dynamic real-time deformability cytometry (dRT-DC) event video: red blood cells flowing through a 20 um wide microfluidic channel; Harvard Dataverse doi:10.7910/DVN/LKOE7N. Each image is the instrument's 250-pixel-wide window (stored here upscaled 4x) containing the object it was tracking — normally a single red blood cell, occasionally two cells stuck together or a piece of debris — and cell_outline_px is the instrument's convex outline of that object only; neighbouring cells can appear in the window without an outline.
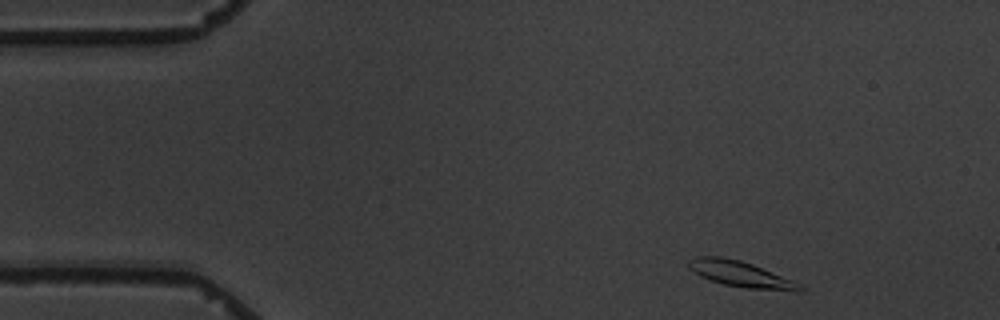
{"species": "common noctule bat (a hibernating species)", "species_latin": "Nyctalus noctula", "temperature_condition": "warm", "stored_images_in_passage": 9, "camera_frame_rate_fps": 3000, "um_per_image_px": 0.085, "animal": {"sex": "male", "body_mass_g": 19.5, "forearm_length_mm": 54.6}, "frame": {"image": 1, "passage_image": 1, "time_ms": 0.0, "image_size_px": [1000, 320], "cell_outline_px": [[804, 292], [796, 292], [748, 288], [724, 284], [700, 276], [688, 268], [688, 260], [696, 256], [720, 256], [740, 260], [752, 264], [792, 280], [800, 284], [804, 288]], "centroid_in_image_um": [62.97, 23.3], "position_along_channel_um": 22.0, "area_um2": 16.7}}
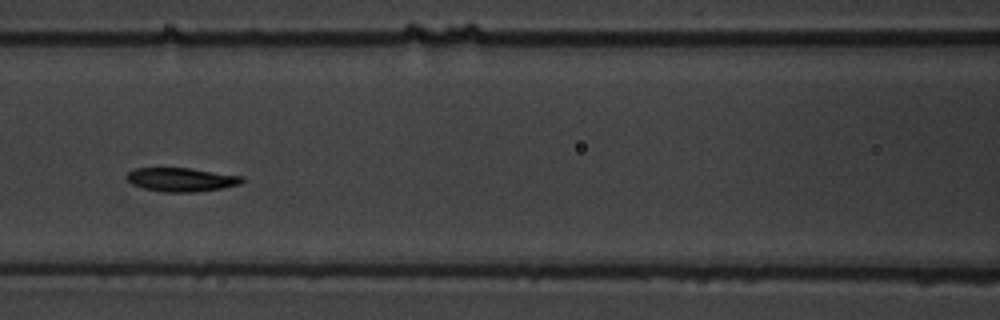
{"frame": {"image": 2, "passage_image": 6, "time_ms": 6.0, "image_size_px": [1000, 320], "cell_outline_px": [[244, 180], [240, 184], [220, 188], [196, 192], [164, 192], [144, 188], [132, 184], [124, 176], [128, 172], [136, 168], [188, 168], [244, 176]], "centroid_in_image_um": [15.4, 15.26], "position_along_channel_um": 151.2, "area_um2": 15.9}}
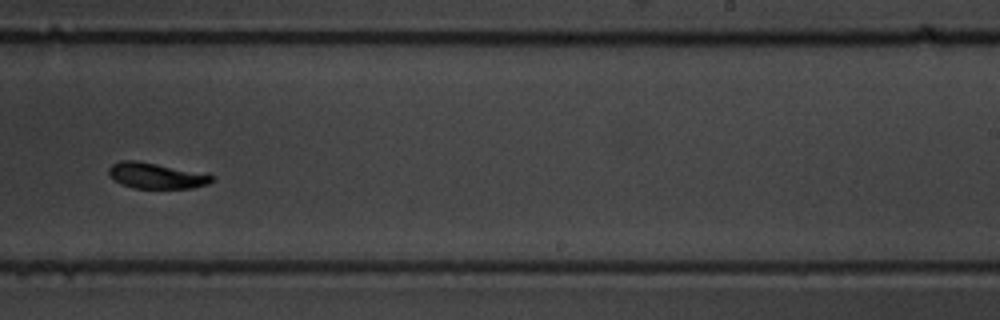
{"frame": {"image": 3, "passage_image": 9, "time_ms": 9.667, "image_size_px": [1000, 320], "cell_outline_px": [[212, 180], [208, 184], [192, 188], [132, 188], [120, 184], [108, 176], [108, 168], [112, 164], [120, 160], [136, 160], [156, 164], [212, 176]], "centroid_in_image_um": [13.14, 14.94], "position_along_channel_um": 275.9, "area_um2": 15.14}}